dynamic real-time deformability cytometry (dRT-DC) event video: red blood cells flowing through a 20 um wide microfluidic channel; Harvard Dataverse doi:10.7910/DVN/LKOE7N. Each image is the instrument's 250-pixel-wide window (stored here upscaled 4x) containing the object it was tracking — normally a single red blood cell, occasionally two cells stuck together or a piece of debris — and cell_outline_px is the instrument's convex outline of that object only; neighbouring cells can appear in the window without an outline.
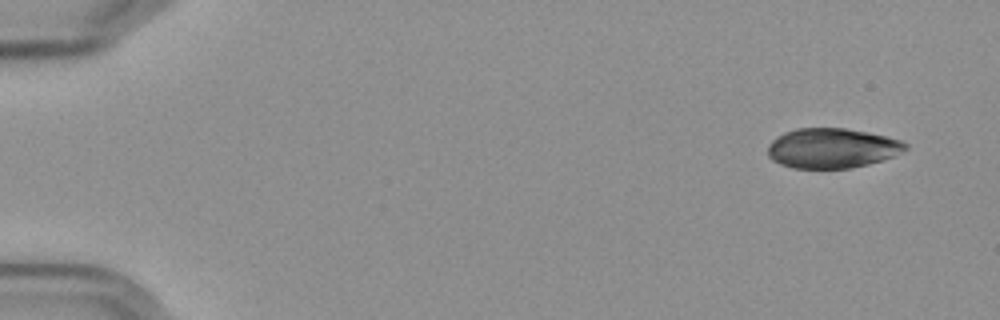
{"species": "Egyptian fruit bat (a non-hibernating species)", "species_latin": "Rousettus aegyptiacus", "temperature_condition": "cold", "stored_images_in_passage": 11, "camera_frame_rate_fps": 3000, "um_per_image_px": 0.085, "frame": {"image": 1, "passage_image": 1, "time_ms": 0.0, "image_size_px": [1000, 320], "cell_outline_px": [[908, 148], [892, 156], [868, 164], [852, 168], [792, 168], [780, 164], [772, 160], [768, 156], [768, 144], [776, 136], [784, 132], [796, 128], [844, 128], [868, 132], [888, 136], [900, 140], [908, 144]], "centroid_in_image_um": [70.69, 12.58], "position_along_channel_um": 14.3, "area_um2": 32.08}}